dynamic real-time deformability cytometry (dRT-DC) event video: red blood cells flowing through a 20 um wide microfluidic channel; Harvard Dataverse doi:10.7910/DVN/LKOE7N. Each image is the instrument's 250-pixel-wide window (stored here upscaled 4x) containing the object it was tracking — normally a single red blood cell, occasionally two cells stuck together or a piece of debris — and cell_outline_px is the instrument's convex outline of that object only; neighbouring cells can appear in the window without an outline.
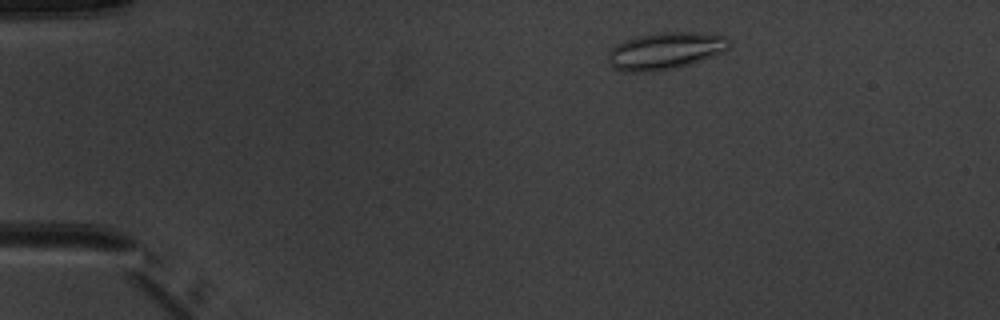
{"species": "common noctule bat (a hibernating species)", "species_latin": "Nyctalus noctula", "temperature_condition": "warm", "stored_images_in_passage": 4, "camera_frame_rate_fps": 3000, "um_per_image_px": 0.085, "animal": {"sex": "male", "body_mass_g": 20.1, "forearm_length_mm": 53.5}, "frame": {"image": 1, "passage_image": 2, "time_ms": 1.333, "image_size_px": [1000, 320], "cell_outline_px": [[732, 44], [728, 48], [720, 52], [700, 60], [676, 68], [652, 72], [624, 72], [608, 64], [608, 52], [616, 44], [624, 40], [636, 36], [660, 32], [692, 32], [724, 36]], "centroid_in_image_um": [56.48, 4.32], "position_along_channel_um": 28.5, "area_um2": 26.01}}